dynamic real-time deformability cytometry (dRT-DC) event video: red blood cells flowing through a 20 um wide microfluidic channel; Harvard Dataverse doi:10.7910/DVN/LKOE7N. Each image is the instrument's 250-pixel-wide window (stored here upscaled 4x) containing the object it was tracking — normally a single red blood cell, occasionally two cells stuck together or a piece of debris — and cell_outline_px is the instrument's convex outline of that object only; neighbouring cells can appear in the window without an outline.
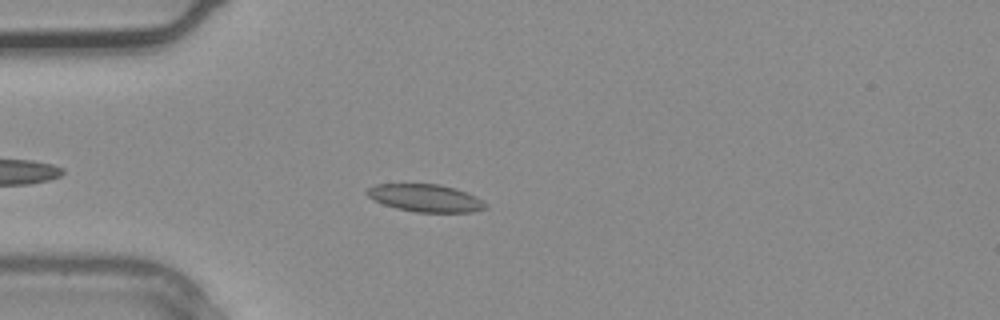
{"species": "common noctule bat (a hibernating species)", "species_latin": "Nyctalus noctula", "temperature_condition": "warm", "stored_images_in_passage": 3, "camera_frame_rate_fps": 3000, "um_per_image_px": 0.085, "animal": {"sex": "male", "body_mass_g": 20.4}, "frame": {"image": 1, "passage_image": 3, "time_ms": 0.667, "image_size_px": [1000, 320], "cell_outline_px": [[488, 208], [472, 212], [416, 212], [396, 208], [384, 204], [368, 196], [364, 192], [368, 188], [376, 184], [440, 184], [456, 188], [476, 196], [488, 204]], "centroid_in_image_um": [36.21, 16.83], "position_along_channel_um": 48.8, "area_um2": 19.07}}